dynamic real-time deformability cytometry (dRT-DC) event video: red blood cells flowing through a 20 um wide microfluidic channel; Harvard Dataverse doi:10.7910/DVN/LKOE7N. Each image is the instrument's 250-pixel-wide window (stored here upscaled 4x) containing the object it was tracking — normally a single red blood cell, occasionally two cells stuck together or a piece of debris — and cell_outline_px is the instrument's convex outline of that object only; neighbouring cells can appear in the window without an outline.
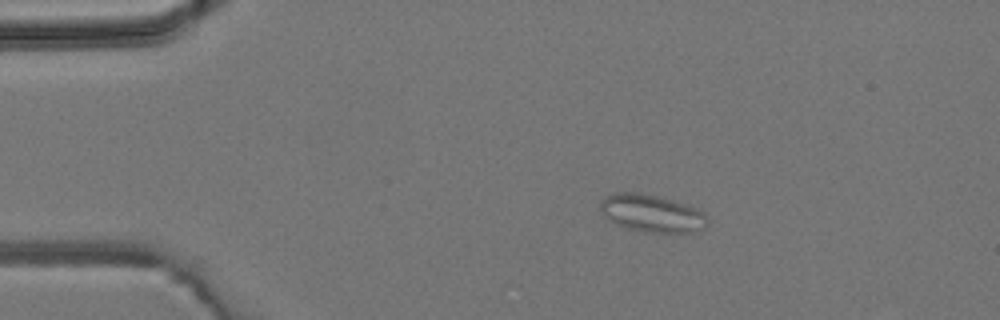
{"species": "common noctule bat (a hibernating species)", "species_latin": "Nyctalus noctula", "temperature_condition": "room temperature", "stored_images_in_passage": 5, "camera_frame_rate_fps": 3000, "um_per_image_px": 0.085, "animal": {"sex": "male", "body_mass_g": 19.2, "forearm_length_mm": 51.8}, "frame": {"image": 1, "passage_image": 2, "time_ms": 1.333, "image_size_px": [1000, 320], "cell_outline_px": [[708, 224], [704, 228], [692, 232], [644, 232], [628, 228], [604, 216], [600, 212], [600, 200], [604, 196], [616, 192], [640, 192], [672, 200], [696, 208], [704, 212], [708, 220]], "centroid_in_image_um": [55.39, 18.12], "position_along_channel_um": 29.6, "area_um2": 23.29}}
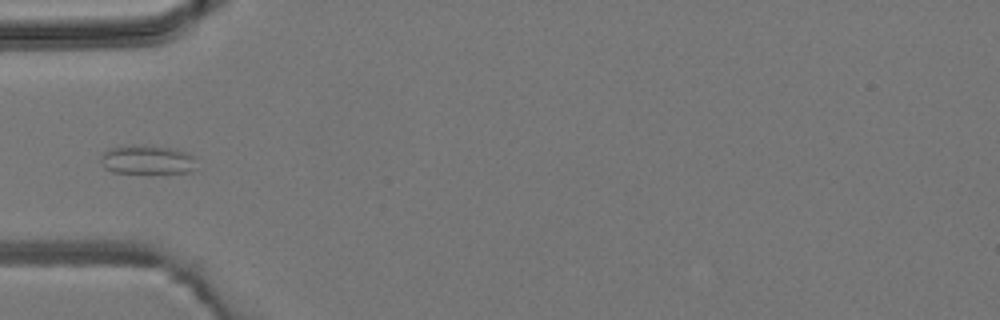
{"frame": {"image": 2, "passage_image": 4, "time_ms": 3.667, "image_size_px": [1000, 320], "cell_outline_px": [[196, 168], [192, 172], [112, 172], [104, 168], [100, 160], [100, 156], [104, 152], [112, 148], [132, 144], [176, 148], [196, 156]], "centroid_in_image_um": [12.55, 13.56], "position_along_channel_um": 72.4, "area_um2": 16.3}}
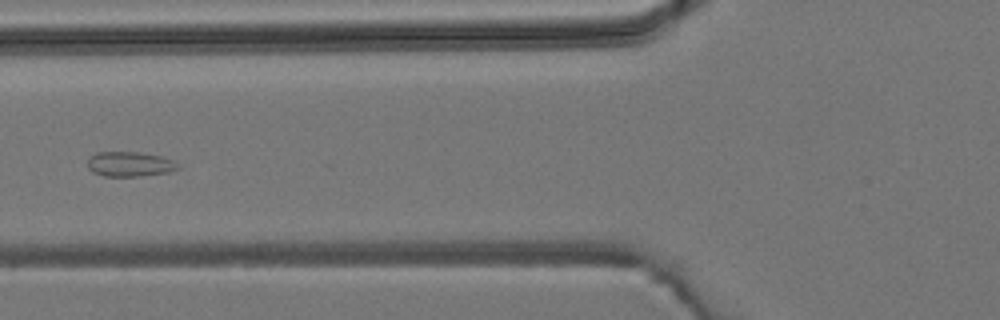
{"frame": {"image": 3, "passage_image": 5, "time_ms": 4.667, "image_size_px": [1000, 320], "cell_outline_px": [[180, 168], [168, 172], [140, 176], [104, 176], [92, 172], [88, 168], [88, 156], [96, 152], [140, 152], [160, 156], [176, 160], [180, 164]], "centroid_in_image_um": [11.04, 13.94], "position_along_channel_um": 114.8, "area_um2": 13.29}}